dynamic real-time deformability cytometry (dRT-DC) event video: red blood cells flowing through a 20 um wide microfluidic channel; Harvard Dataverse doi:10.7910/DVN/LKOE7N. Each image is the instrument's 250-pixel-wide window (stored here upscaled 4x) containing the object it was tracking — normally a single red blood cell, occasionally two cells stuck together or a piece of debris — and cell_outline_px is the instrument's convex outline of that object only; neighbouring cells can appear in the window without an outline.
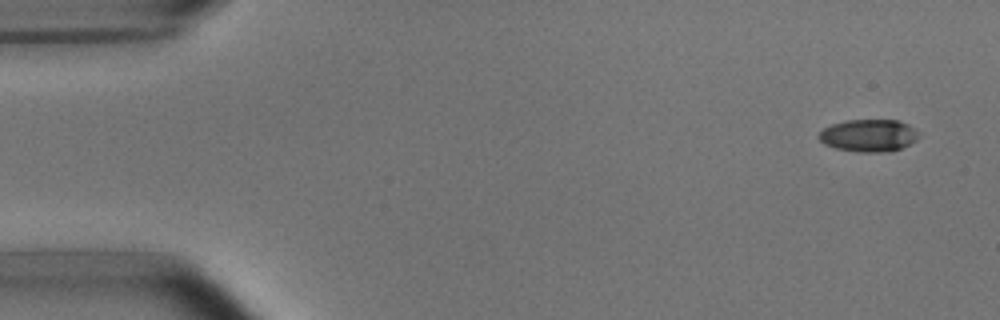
{"species": "common noctule bat (a hibernating species)", "species_latin": "Nyctalus noctula", "temperature_condition": "room temperature", "stored_images_in_passage": 4, "camera_frame_rate_fps": 3000, "um_per_image_px": 0.085, "animal": {"sex": "male", "body_mass_g": 15.6}, "frame": {"image": 1, "passage_image": 1, "time_ms": 0.0, "image_size_px": [1000, 320], "cell_outline_px": [[916, 140], [900, 148], [888, 152], [860, 152], [836, 148], [824, 144], [816, 136], [824, 128], [832, 124], [844, 120], [900, 120], [908, 124], [916, 132]], "centroid_in_image_um": [73.78, 11.51], "position_along_channel_um": 11.2, "area_um2": 18.67}}